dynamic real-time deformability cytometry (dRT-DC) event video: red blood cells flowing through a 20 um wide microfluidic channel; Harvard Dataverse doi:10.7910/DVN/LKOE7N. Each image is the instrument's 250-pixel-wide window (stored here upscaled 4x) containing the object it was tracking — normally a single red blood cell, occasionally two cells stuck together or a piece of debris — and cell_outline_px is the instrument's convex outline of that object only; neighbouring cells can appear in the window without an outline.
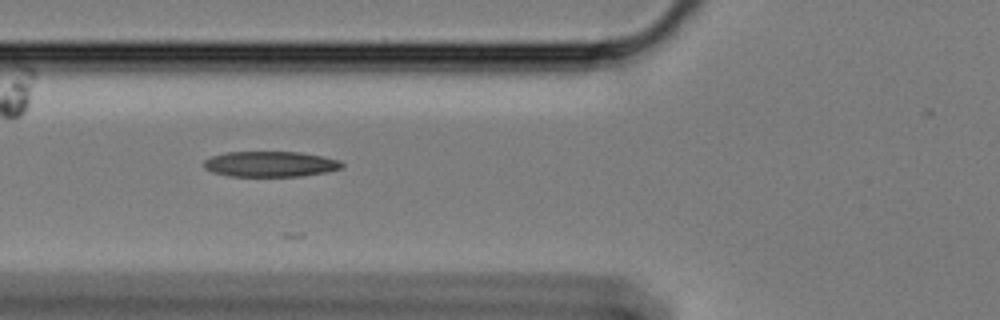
{"species": "Egyptian fruit bat (a non-hibernating species)", "species_latin": "Rousettus aegyptiacus", "temperature_condition": "cold", "stored_images_in_passage": 21, "camera_frame_rate_fps": 3000, "um_per_image_px": 0.085, "animal": {"sex": "female"}, "frame": {"image": 1, "passage_image": 10, "time_ms": 3.0, "image_size_px": [1000, 320], "cell_outline_px": [[344, 168], [328, 172], [300, 176], [228, 176], [212, 172], [204, 168], [204, 160], [212, 156], [228, 152], [300, 152], [324, 156], [340, 160], [344, 164]], "centroid_in_image_um": [23.03, 13.95], "position_along_channel_um": 102.8, "area_um2": 20.69}}
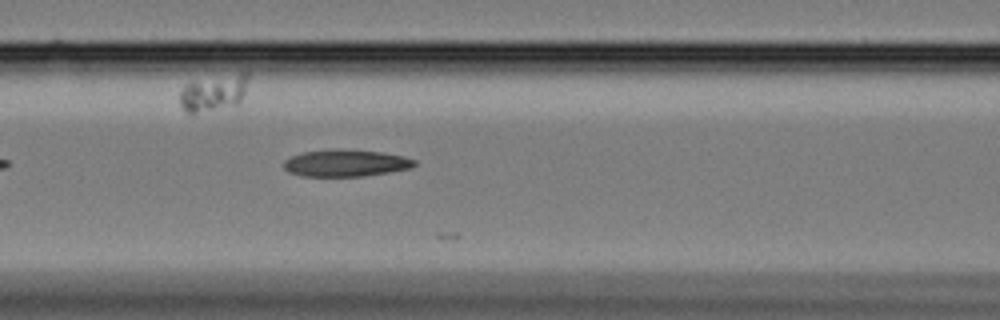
{"frame": {"image": 2, "passage_image": 13, "time_ms": 4.0, "image_size_px": [1000, 320], "cell_outline_px": [[416, 164], [412, 168], [364, 176], [304, 176], [288, 172], [284, 168], [284, 160], [292, 156], [304, 152], [332, 148], [340, 148], [384, 152], [404, 156], [416, 160]], "centroid_in_image_um": [29.41, 13.84], "position_along_channel_um": 137.2, "area_um2": 20.75}}
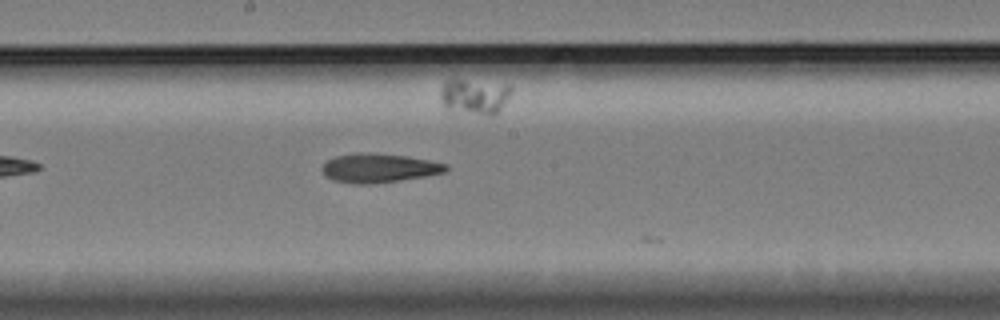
{"frame": {"image": 3, "passage_image": 20, "time_ms": 6.333, "image_size_px": [1000, 320], "cell_outline_px": [[448, 168], [444, 172], [424, 176], [400, 180], [368, 184], [356, 184], [332, 180], [324, 176], [320, 168], [328, 160], [336, 156], [356, 152], [360, 152], [408, 156], [448, 164]], "centroid_in_image_um": [32.16, 14.28], "position_along_channel_um": 216.0, "area_um2": 20.87}}